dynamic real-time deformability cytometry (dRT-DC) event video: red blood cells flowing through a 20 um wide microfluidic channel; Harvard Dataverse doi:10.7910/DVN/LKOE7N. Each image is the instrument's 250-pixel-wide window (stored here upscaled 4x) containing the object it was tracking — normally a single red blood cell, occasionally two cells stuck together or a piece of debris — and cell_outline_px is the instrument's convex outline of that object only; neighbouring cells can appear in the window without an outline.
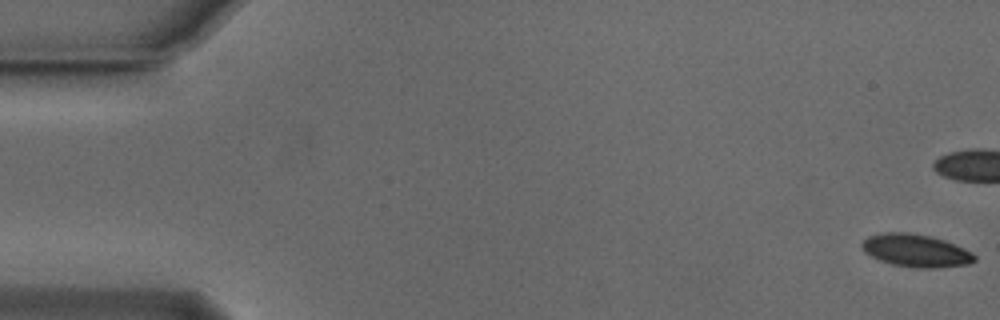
{"species": "Egyptian fruit bat (a non-hibernating species)", "species_latin": "Rousettus aegyptiacus", "temperature_condition": "cold", "stored_images_in_passage": 55, "camera_frame_rate_fps": 3000, "um_per_image_px": 0.085, "animal": {"sex": "male"}, "frame": {"image": 1, "passage_image": 1, "time_ms": 0.0, "image_size_px": [1000, 320], "cell_outline_px": [[976, 260], [968, 264], [936, 268], [916, 268], [892, 264], [880, 260], [864, 252], [860, 244], [868, 236], [884, 232], [908, 232], [932, 236], [944, 240], [964, 248], [972, 252], [976, 256]], "centroid_in_image_um": [77.85, 21.29], "position_along_channel_um": 7.2, "area_um2": 21.56}, "authors_computed_cell_mechanics": {"area_um2": 21.9062, "velocity_mm_per_s": 3.8087, "shape_relaxation_time_tau1_ms": 9.0563, "shape_relaxation_time_tau2_ms": 1.3305, "deformation_change_tau1": 0.2057, "deformation_change_tau2": 0.052}}